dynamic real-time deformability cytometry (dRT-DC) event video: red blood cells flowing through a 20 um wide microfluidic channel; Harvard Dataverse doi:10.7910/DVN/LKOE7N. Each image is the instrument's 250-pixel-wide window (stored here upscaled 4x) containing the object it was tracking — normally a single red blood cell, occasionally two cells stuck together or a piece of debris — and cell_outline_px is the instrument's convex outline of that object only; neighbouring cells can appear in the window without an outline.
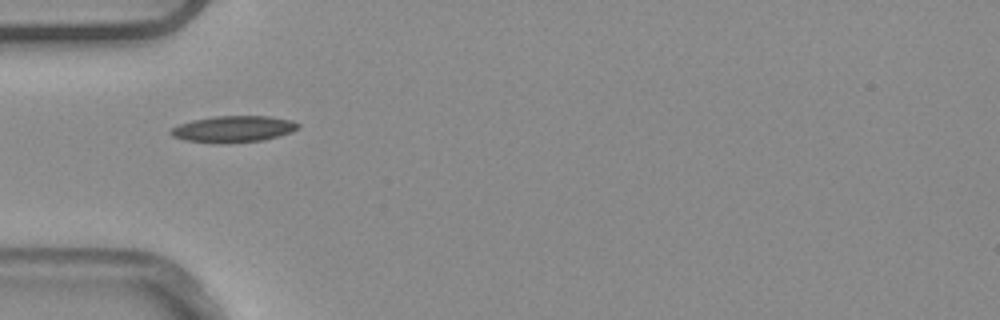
{"species": "common noctule bat (a hibernating species)", "species_latin": "Nyctalus noctula", "temperature_condition": "warm", "stored_images_in_passage": 6, "camera_frame_rate_fps": 3000, "um_per_image_px": 0.085, "animal": {"sex": "male", "body_mass_g": 20.4}, "frame": {"image": 1, "passage_image": 4, "time_ms": 1.0, "image_size_px": [1000, 320], "cell_outline_px": [[300, 128], [292, 132], [264, 140], [220, 144], [184, 140], [172, 136], [168, 132], [172, 128], [180, 124], [192, 120], [216, 116], [268, 116], [292, 120], [300, 124]], "centroid_in_image_um": [19.85, 10.97], "position_along_channel_um": 65.2, "area_um2": 19.77}}
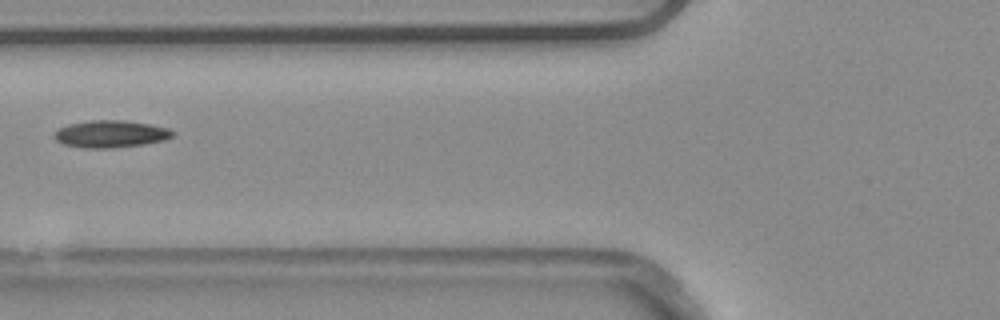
{"frame": {"image": 2, "passage_image": 5, "time_ms": 1.333, "image_size_px": [1000, 320], "cell_outline_px": [[176, 132], [172, 136], [164, 140], [140, 144], [112, 148], [84, 148], [64, 144], [56, 140], [52, 136], [60, 128], [68, 124], [88, 120], [124, 120], [148, 124], [168, 128]], "centroid_in_image_um": [9.38, 11.38], "position_along_channel_um": 116.4, "area_um2": 18.61}}